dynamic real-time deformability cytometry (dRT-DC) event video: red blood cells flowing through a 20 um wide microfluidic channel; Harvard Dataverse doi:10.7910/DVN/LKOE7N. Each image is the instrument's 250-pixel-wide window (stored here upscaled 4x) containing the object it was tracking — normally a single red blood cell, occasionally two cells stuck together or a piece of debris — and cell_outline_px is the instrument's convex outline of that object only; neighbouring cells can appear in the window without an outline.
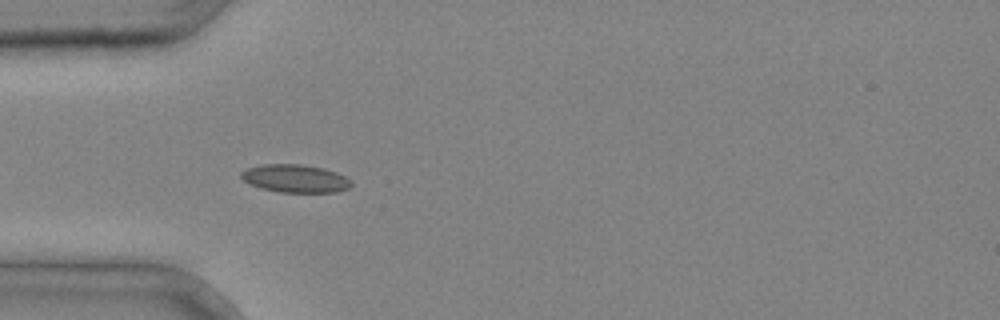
{"species": "common noctule bat (a hibernating species)", "species_latin": "Nyctalus noctula", "temperature_condition": "cold", "stored_images_in_passage": 2, "camera_frame_rate_fps": 3000, "um_per_image_px": 0.085, "animal": {"sex": "male", "body_mass_g": 20.4}, "frame": {"image": 1, "passage_image": 2, "time_ms": 0.333, "image_size_px": [1000, 320], "cell_outline_px": [[352, 184], [348, 188], [336, 192], [280, 192], [260, 188], [244, 180], [240, 176], [240, 172], [248, 168], [264, 164], [300, 164], [324, 168], [336, 172], [352, 180]], "centroid_in_image_um": [25.11, 15.17], "position_along_channel_um": 59.9, "area_um2": 17.86}}